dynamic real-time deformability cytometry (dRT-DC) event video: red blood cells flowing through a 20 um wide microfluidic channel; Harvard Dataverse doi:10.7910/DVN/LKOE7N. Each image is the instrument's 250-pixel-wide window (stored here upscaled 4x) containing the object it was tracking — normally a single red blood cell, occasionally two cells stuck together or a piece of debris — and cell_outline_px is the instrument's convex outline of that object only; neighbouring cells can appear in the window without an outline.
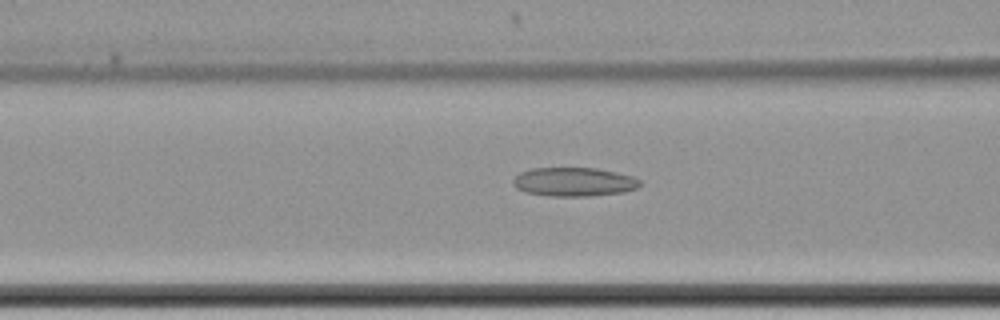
{"species": "common noctule bat (a hibernating species)", "species_latin": "Nyctalus noctula", "temperature_condition": "cold", "stored_images_in_passage": 46, "camera_frame_rate_fps": 3000, "um_per_image_px": 0.085, "animal": {"sex": "female", "body_mass_g": 22.7, "forearm_length_mm": 54.2}, "frame": {"image": 1, "passage_image": 11, "time_ms": 3.333, "image_size_px": [1000, 320], "cell_outline_px": [[644, 184], [636, 188], [624, 192], [592, 196], [548, 196], [524, 192], [516, 188], [512, 184], [512, 180], [520, 172], [532, 168], [596, 168], [616, 172], [632, 176], [640, 180]], "centroid_in_image_um": [48.78, 15.46], "position_along_channel_um": 117.8, "area_um2": 21.56}}
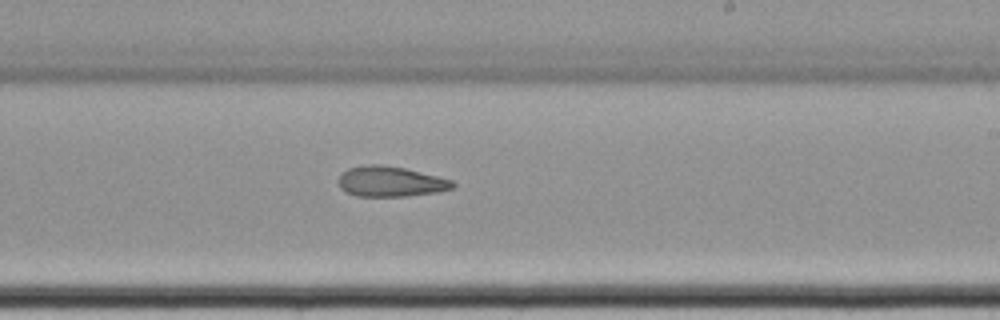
{"frame": {"image": 2, "passage_image": 23, "time_ms": 7.333, "image_size_px": [1000, 320], "cell_outline_px": [[456, 184], [452, 188], [440, 192], [404, 196], [356, 196], [340, 188], [336, 180], [348, 168], [368, 164], [380, 164], [404, 168], [452, 180]], "centroid_in_image_um": [33.18, 15.43], "position_along_channel_um": 255.8, "area_um2": 20.11}}
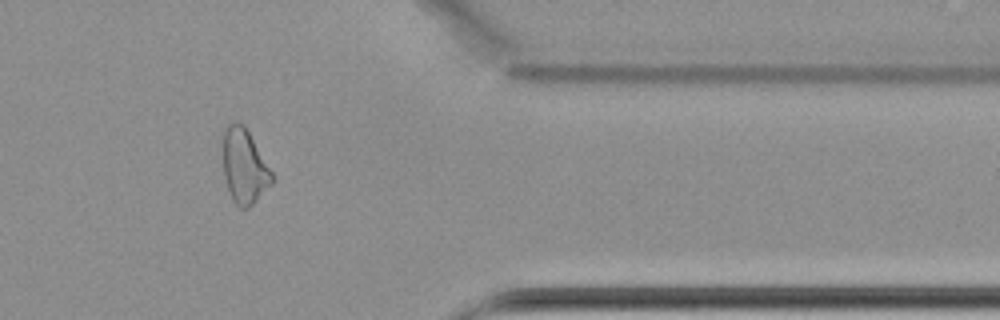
{"frame": {"image": 3, "passage_image": 36, "time_ms": 11.667, "image_size_px": [1000, 320], "cell_outline_px": [[276, 180], [248, 208], [240, 208], [232, 200], [224, 176], [224, 128], [228, 124], [244, 124], [276, 176]], "centroid_in_image_um": [20.82, 14.16], "position_along_channel_um": 390.6, "area_um2": 21.27}}